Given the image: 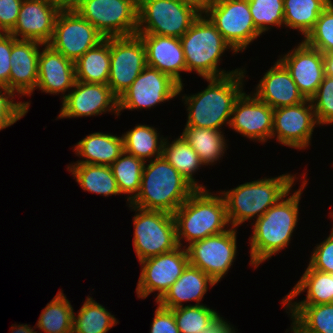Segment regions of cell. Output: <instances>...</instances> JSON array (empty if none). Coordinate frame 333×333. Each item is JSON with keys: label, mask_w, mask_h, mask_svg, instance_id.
<instances>
[{"label": "cell", "mask_w": 333, "mask_h": 333, "mask_svg": "<svg viewBox=\"0 0 333 333\" xmlns=\"http://www.w3.org/2000/svg\"><path fill=\"white\" fill-rule=\"evenodd\" d=\"M298 190L286 194L277 204L271 206L262 217L252 223L253 233L250 238V263L260 264L287 248L298 223L299 202L304 187L308 184L306 175ZM289 196V197H287Z\"/></svg>", "instance_id": "1"}, {"label": "cell", "mask_w": 333, "mask_h": 333, "mask_svg": "<svg viewBox=\"0 0 333 333\" xmlns=\"http://www.w3.org/2000/svg\"><path fill=\"white\" fill-rule=\"evenodd\" d=\"M245 69L218 78H205L208 86L193 95L182 97L187 106L188 118L185 127L220 130L230 123L236 100L244 92Z\"/></svg>", "instance_id": "2"}, {"label": "cell", "mask_w": 333, "mask_h": 333, "mask_svg": "<svg viewBox=\"0 0 333 333\" xmlns=\"http://www.w3.org/2000/svg\"><path fill=\"white\" fill-rule=\"evenodd\" d=\"M144 163L132 206L173 214L196 190L163 156Z\"/></svg>", "instance_id": "3"}, {"label": "cell", "mask_w": 333, "mask_h": 333, "mask_svg": "<svg viewBox=\"0 0 333 333\" xmlns=\"http://www.w3.org/2000/svg\"><path fill=\"white\" fill-rule=\"evenodd\" d=\"M218 194L196 189L173 213L179 246L184 247L183 239L190 245L230 229L225 200L220 192Z\"/></svg>", "instance_id": "4"}, {"label": "cell", "mask_w": 333, "mask_h": 333, "mask_svg": "<svg viewBox=\"0 0 333 333\" xmlns=\"http://www.w3.org/2000/svg\"><path fill=\"white\" fill-rule=\"evenodd\" d=\"M296 175L290 173L278 177L262 178L246 182L228 191L220 192L225 200L227 217L231 227L245 221L259 219L273 205L291 191Z\"/></svg>", "instance_id": "5"}, {"label": "cell", "mask_w": 333, "mask_h": 333, "mask_svg": "<svg viewBox=\"0 0 333 333\" xmlns=\"http://www.w3.org/2000/svg\"><path fill=\"white\" fill-rule=\"evenodd\" d=\"M180 40L187 72L193 70L205 79L227 76L243 69L236 68L226 72L219 68L221 56L225 50L230 49L234 54L237 53L203 13L192 23Z\"/></svg>", "instance_id": "6"}, {"label": "cell", "mask_w": 333, "mask_h": 333, "mask_svg": "<svg viewBox=\"0 0 333 333\" xmlns=\"http://www.w3.org/2000/svg\"><path fill=\"white\" fill-rule=\"evenodd\" d=\"M202 11L183 0H138L136 34L181 38Z\"/></svg>", "instance_id": "7"}, {"label": "cell", "mask_w": 333, "mask_h": 333, "mask_svg": "<svg viewBox=\"0 0 333 333\" xmlns=\"http://www.w3.org/2000/svg\"><path fill=\"white\" fill-rule=\"evenodd\" d=\"M129 207L136 211L133 246L139 262L179 247L173 214L145 210L131 204Z\"/></svg>", "instance_id": "8"}, {"label": "cell", "mask_w": 333, "mask_h": 333, "mask_svg": "<svg viewBox=\"0 0 333 333\" xmlns=\"http://www.w3.org/2000/svg\"><path fill=\"white\" fill-rule=\"evenodd\" d=\"M74 10L105 38L136 35L138 0H84Z\"/></svg>", "instance_id": "9"}, {"label": "cell", "mask_w": 333, "mask_h": 333, "mask_svg": "<svg viewBox=\"0 0 333 333\" xmlns=\"http://www.w3.org/2000/svg\"><path fill=\"white\" fill-rule=\"evenodd\" d=\"M202 13L236 53L262 35L254 25L248 0H213Z\"/></svg>", "instance_id": "10"}, {"label": "cell", "mask_w": 333, "mask_h": 333, "mask_svg": "<svg viewBox=\"0 0 333 333\" xmlns=\"http://www.w3.org/2000/svg\"><path fill=\"white\" fill-rule=\"evenodd\" d=\"M105 37L74 9L63 7L55 20L50 45L55 51L74 63Z\"/></svg>", "instance_id": "11"}, {"label": "cell", "mask_w": 333, "mask_h": 333, "mask_svg": "<svg viewBox=\"0 0 333 333\" xmlns=\"http://www.w3.org/2000/svg\"><path fill=\"white\" fill-rule=\"evenodd\" d=\"M237 229H230L195 241L186 247L189 264L199 268L218 283L237 256Z\"/></svg>", "instance_id": "12"}, {"label": "cell", "mask_w": 333, "mask_h": 333, "mask_svg": "<svg viewBox=\"0 0 333 333\" xmlns=\"http://www.w3.org/2000/svg\"><path fill=\"white\" fill-rule=\"evenodd\" d=\"M179 85L167 74L146 66L130 87L118 98V113L123 110L147 109L180 95Z\"/></svg>", "instance_id": "13"}, {"label": "cell", "mask_w": 333, "mask_h": 333, "mask_svg": "<svg viewBox=\"0 0 333 333\" xmlns=\"http://www.w3.org/2000/svg\"><path fill=\"white\" fill-rule=\"evenodd\" d=\"M147 66L146 50L136 34L110 37V71L108 86L119 98Z\"/></svg>", "instance_id": "14"}, {"label": "cell", "mask_w": 333, "mask_h": 333, "mask_svg": "<svg viewBox=\"0 0 333 333\" xmlns=\"http://www.w3.org/2000/svg\"><path fill=\"white\" fill-rule=\"evenodd\" d=\"M139 263L141 265V274L136 287L137 297L144 299L150 293L157 291L155 299V302H157L182 275L189 264L186 245L185 247L179 246L173 251L142 260Z\"/></svg>", "instance_id": "15"}, {"label": "cell", "mask_w": 333, "mask_h": 333, "mask_svg": "<svg viewBox=\"0 0 333 333\" xmlns=\"http://www.w3.org/2000/svg\"><path fill=\"white\" fill-rule=\"evenodd\" d=\"M318 125L312 103L304 102L274 109L273 130L278 143L295 149H306L311 143L312 132Z\"/></svg>", "instance_id": "16"}, {"label": "cell", "mask_w": 333, "mask_h": 333, "mask_svg": "<svg viewBox=\"0 0 333 333\" xmlns=\"http://www.w3.org/2000/svg\"><path fill=\"white\" fill-rule=\"evenodd\" d=\"M73 88L62 100L57 119L98 116L106 112L119 116L118 98L108 85L76 81Z\"/></svg>", "instance_id": "17"}, {"label": "cell", "mask_w": 333, "mask_h": 333, "mask_svg": "<svg viewBox=\"0 0 333 333\" xmlns=\"http://www.w3.org/2000/svg\"><path fill=\"white\" fill-rule=\"evenodd\" d=\"M62 8L61 0H23L17 22L9 34L16 39L49 44Z\"/></svg>", "instance_id": "18"}, {"label": "cell", "mask_w": 333, "mask_h": 333, "mask_svg": "<svg viewBox=\"0 0 333 333\" xmlns=\"http://www.w3.org/2000/svg\"><path fill=\"white\" fill-rule=\"evenodd\" d=\"M274 109L259 100L252 92H243L236 100L229 127L250 140L267 142L273 130Z\"/></svg>", "instance_id": "19"}, {"label": "cell", "mask_w": 333, "mask_h": 333, "mask_svg": "<svg viewBox=\"0 0 333 333\" xmlns=\"http://www.w3.org/2000/svg\"><path fill=\"white\" fill-rule=\"evenodd\" d=\"M278 60L289 71L304 98L310 100L325 76L323 54L302 40Z\"/></svg>", "instance_id": "20"}, {"label": "cell", "mask_w": 333, "mask_h": 333, "mask_svg": "<svg viewBox=\"0 0 333 333\" xmlns=\"http://www.w3.org/2000/svg\"><path fill=\"white\" fill-rule=\"evenodd\" d=\"M146 50V63L184 85L181 72H187L180 38L155 34H137Z\"/></svg>", "instance_id": "21"}, {"label": "cell", "mask_w": 333, "mask_h": 333, "mask_svg": "<svg viewBox=\"0 0 333 333\" xmlns=\"http://www.w3.org/2000/svg\"><path fill=\"white\" fill-rule=\"evenodd\" d=\"M76 82L75 63L55 51L50 45L44 44L38 57V88L48 94H63L74 87Z\"/></svg>", "instance_id": "22"}, {"label": "cell", "mask_w": 333, "mask_h": 333, "mask_svg": "<svg viewBox=\"0 0 333 333\" xmlns=\"http://www.w3.org/2000/svg\"><path fill=\"white\" fill-rule=\"evenodd\" d=\"M44 44L16 39L11 49L9 89L21 96H31L38 82V57Z\"/></svg>", "instance_id": "23"}, {"label": "cell", "mask_w": 333, "mask_h": 333, "mask_svg": "<svg viewBox=\"0 0 333 333\" xmlns=\"http://www.w3.org/2000/svg\"><path fill=\"white\" fill-rule=\"evenodd\" d=\"M255 89L253 94L273 109L297 105L306 100L279 60L265 72Z\"/></svg>", "instance_id": "24"}, {"label": "cell", "mask_w": 333, "mask_h": 333, "mask_svg": "<svg viewBox=\"0 0 333 333\" xmlns=\"http://www.w3.org/2000/svg\"><path fill=\"white\" fill-rule=\"evenodd\" d=\"M215 284L217 283L209 275L188 264L182 275L156 303L167 309L182 307V302L187 301H196L195 305H201L209 286L213 287Z\"/></svg>", "instance_id": "25"}, {"label": "cell", "mask_w": 333, "mask_h": 333, "mask_svg": "<svg viewBox=\"0 0 333 333\" xmlns=\"http://www.w3.org/2000/svg\"><path fill=\"white\" fill-rule=\"evenodd\" d=\"M73 150L84 160L72 164L110 166L124 152V140L123 136L95 132L77 142Z\"/></svg>", "instance_id": "26"}, {"label": "cell", "mask_w": 333, "mask_h": 333, "mask_svg": "<svg viewBox=\"0 0 333 333\" xmlns=\"http://www.w3.org/2000/svg\"><path fill=\"white\" fill-rule=\"evenodd\" d=\"M305 290L306 298L300 302H293V299ZM331 303H333V274L312 269L309 265L293 289L282 299L283 307Z\"/></svg>", "instance_id": "27"}, {"label": "cell", "mask_w": 333, "mask_h": 333, "mask_svg": "<svg viewBox=\"0 0 333 333\" xmlns=\"http://www.w3.org/2000/svg\"><path fill=\"white\" fill-rule=\"evenodd\" d=\"M110 71V37L89 49L75 62L76 81L108 84Z\"/></svg>", "instance_id": "28"}, {"label": "cell", "mask_w": 333, "mask_h": 333, "mask_svg": "<svg viewBox=\"0 0 333 333\" xmlns=\"http://www.w3.org/2000/svg\"><path fill=\"white\" fill-rule=\"evenodd\" d=\"M67 169L84 191L105 197L121 194L110 166L69 164Z\"/></svg>", "instance_id": "29"}, {"label": "cell", "mask_w": 333, "mask_h": 333, "mask_svg": "<svg viewBox=\"0 0 333 333\" xmlns=\"http://www.w3.org/2000/svg\"><path fill=\"white\" fill-rule=\"evenodd\" d=\"M168 138L164 139L162 156L195 188L206 189L205 186L200 185L193 174L203 167L201 159L195 150L189 145L185 138L180 137L168 142Z\"/></svg>", "instance_id": "30"}, {"label": "cell", "mask_w": 333, "mask_h": 333, "mask_svg": "<svg viewBox=\"0 0 333 333\" xmlns=\"http://www.w3.org/2000/svg\"><path fill=\"white\" fill-rule=\"evenodd\" d=\"M221 130L185 127L181 134L195 150L204 165H213L223 157L226 141Z\"/></svg>", "instance_id": "31"}, {"label": "cell", "mask_w": 333, "mask_h": 333, "mask_svg": "<svg viewBox=\"0 0 333 333\" xmlns=\"http://www.w3.org/2000/svg\"><path fill=\"white\" fill-rule=\"evenodd\" d=\"M331 1L283 0L285 27L298 30L305 38Z\"/></svg>", "instance_id": "32"}, {"label": "cell", "mask_w": 333, "mask_h": 333, "mask_svg": "<svg viewBox=\"0 0 333 333\" xmlns=\"http://www.w3.org/2000/svg\"><path fill=\"white\" fill-rule=\"evenodd\" d=\"M158 131L151 126L139 124L130 131L122 134L124 151L147 162L148 159L162 156L163 136L159 137ZM147 158V159H146Z\"/></svg>", "instance_id": "33"}, {"label": "cell", "mask_w": 333, "mask_h": 333, "mask_svg": "<svg viewBox=\"0 0 333 333\" xmlns=\"http://www.w3.org/2000/svg\"><path fill=\"white\" fill-rule=\"evenodd\" d=\"M117 323L114 315L88 295L77 317L73 313L72 333H107Z\"/></svg>", "instance_id": "34"}, {"label": "cell", "mask_w": 333, "mask_h": 333, "mask_svg": "<svg viewBox=\"0 0 333 333\" xmlns=\"http://www.w3.org/2000/svg\"><path fill=\"white\" fill-rule=\"evenodd\" d=\"M291 318L308 333H333V303L287 305Z\"/></svg>", "instance_id": "35"}, {"label": "cell", "mask_w": 333, "mask_h": 333, "mask_svg": "<svg viewBox=\"0 0 333 333\" xmlns=\"http://www.w3.org/2000/svg\"><path fill=\"white\" fill-rule=\"evenodd\" d=\"M73 307L60 290L40 314L36 327L46 333H72Z\"/></svg>", "instance_id": "36"}, {"label": "cell", "mask_w": 333, "mask_h": 333, "mask_svg": "<svg viewBox=\"0 0 333 333\" xmlns=\"http://www.w3.org/2000/svg\"><path fill=\"white\" fill-rule=\"evenodd\" d=\"M144 161L127 152H123L111 165L113 176L121 194H128V203L137 195L140 189Z\"/></svg>", "instance_id": "37"}, {"label": "cell", "mask_w": 333, "mask_h": 333, "mask_svg": "<svg viewBox=\"0 0 333 333\" xmlns=\"http://www.w3.org/2000/svg\"><path fill=\"white\" fill-rule=\"evenodd\" d=\"M171 310L180 333H201L218 314L203 304H190Z\"/></svg>", "instance_id": "38"}, {"label": "cell", "mask_w": 333, "mask_h": 333, "mask_svg": "<svg viewBox=\"0 0 333 333\" xmlns=\"http://www.w3.org/2000/svg\"><path fill=\"white\" fill-rule=\"evenodd\" d=\"M249 9L256 29L262 34L270 26H284L283 0H248Z\"/></svg>", "instance_id": "39"}, {"label": "cell", "mask_w": 333, "mask_h": 333, "mask_svg": "<svg viewBox=\"0 0 333 333\" xmlns=\"http://www.w3.org/2000/svg\"><path fill=\"white\" fill-rule=\"evenodd\" d=\"M303 41L322 54L333 52V1L319 15Z\"/></svg>", "instance_id": "40"}, {"label": "cell", "mask_w": 333, "mask_h": 333, "mask_svg": "<svg viewBox=\"0 0 333 333\" xmlns=\"http://www.w3.org/2000/svg\"><path fill=\"white\" fill-rule=\"evenodd\" d=\"M318 125L333 124V77L324 76L317 92L310 99Z\"/></svg>", "instance_id": "41"}, {"label": "cell", "mask_w": 333, "mask_h": 333, "mask_svg": "<svg viewBox=\"0 0 333 333\" xmlns=\"http://www.w3.org/2000/svg\"><path fill=\"white\" fill-rule=\"evenodd\" d=\"M15 95L12 90L0 86V131L16 123L29 110L30 101L14 102Z\"/></svg>", "instance_id": "42"}, {"label": "cell", "mask_w": 333, "mask_h": 333, "mask_svg": "<svg viewBox=\"0 0 333 333\" xmlns=\"http://www.w3.org/2000/svg\"><path fill=\"white\" fill-rule=\"evenodd\" d=\"M308 265L312 269L333 274V227L329 236L315 246Z\"/></svg>", "instance_id": "43"}, {"label": "cell", "mask_w": 333, "mask_h": 333, "mask_svg": "<svg viewBox=\"0 0 333 333\" xmlns=\"http://www.w3.org/2000/svg\"><path fill=\"white\" fill-rule=\"evenodd\" d=\"M16 38L9 33H0V86L9 89L11 71L10 57L12 44Z\"/></svg>", "instance_id": "44"}, {"label": "cell", "mask_w": 333, "mask_h": 333, "mask_svg": "<svg viewBox=\"0 0 333 333\" xmlns=\"http://www.w3.org/2000/svg\"><path fill=\"white\" fill-rule=\"evenodd\" d=\"M23 0H0V33H9L15 26Z\"/></svg>", "instance_id": "45"}, {"label": "cell", "mask_w": 333, "mask_h": 333, "mask_svg": "<svg viewBox=\"0 0 333 333\" xmlns=\"http://www.w3.org/2000/svg\"><path fill=\"white\" fill-rule=\"evenodd\" d=\"M150 330V333H180L173 311L159 304L155 310Z\"/></svg>", "instance_id": "46"}, {"label": "cell", "mask_w": 333, "mask_h": 333, "mask_svg": "<svg viewBox=\"0 0 333 333\" xmlns=\"http://www.w3.org/2000/svg\"><path fill=\"white\" fill-rule=\"evenodd\" d=\"M201 333H236L234 327L217 314Z\"/></svg>", "instance_id": "47"}, {"label": "cell", "mask_w": 333, "mask_h": 333, "mask_svg": "<svg viewBox=\"0 0 333 333\" xmlns=\"http://www.w3.org/2000/svg\"><path fill=\"white\" fill-rule=\"evenodd\" d=\"M325 75L333 77V52L323 54Z\"/></svg>", "instance_id": "48"}, {"label": "cell", "mask_w": 333, "mask_h": 333, "mask_svg": "<svg viewBox=\"0 0 333 333\" xmlns=\"http://www.w3.org/2000/svg\"><path fill=\"white\" fill-rule=\"evenodd\" d=\"M12 332L11 333H38L37 331H34L33 328L28 326L27 324H20V325H12L11 326Z\"/></svg>", "instance_id": "49"}, {"label": "cell", "mask_w": 333, "mask_h": 333, "mask_svg": "<svg viewBox=\"0 0 333 333\" xmlns=\"http://www.w3.org/2000/svg\"><path fill=\"white\" fill-rule=\"evenodd\" d=\"M195 5L198 9L203 11L213 0H183Z\"/></svg>", "instance_id": "50"}, {"label": "cell", "mask_w": 333, "mask_h": 333, "mask_svg": "<svg viewBox=\"0 0 333 333\" xmlns=\"http://www.w3.org/2000/svg\"><path fill=\"white\" fill-rule=\"evenodd\" d=\"M84 0H61L63 7L74 9L80 2Z\"/></svg>", "instance_id": "51"}, {"label": "cell", "mask_w": 333, "mask_h": 333, "mask_svg": "<svg viewBox=\"0 0 333 333\" xmlns=\"http://www.w3.org/2000/svg\"><path fill=\"white\" fill-rule=\"evenodd\" d=\"M292 324H291V332L292 333H308L304 331L292 318Z\"/></svg>", "instance_id": "52"}]
</instances>
